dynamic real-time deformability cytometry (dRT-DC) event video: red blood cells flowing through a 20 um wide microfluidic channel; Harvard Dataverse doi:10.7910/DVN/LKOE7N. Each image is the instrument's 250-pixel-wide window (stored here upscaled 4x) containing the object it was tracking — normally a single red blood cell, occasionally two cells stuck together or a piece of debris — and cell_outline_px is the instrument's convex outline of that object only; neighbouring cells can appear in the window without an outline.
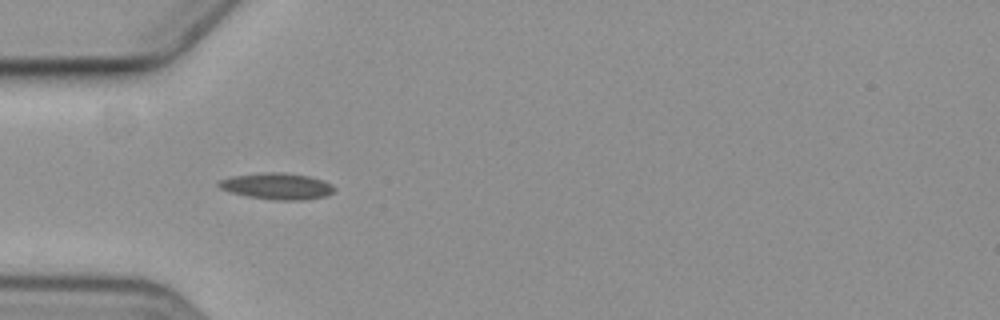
{"species": "common noctule bat (a hibernating species)", "species_latin": "Nyctalus noctula", "temperature_condition": "cold", "stored_images_in_passage": 7, "camera_frame_rate_fps": 3000, "um_per_image_px": 0.085, "animal": {"sex": "female", "body_mass_g": 19.3, "forearm_length_mm": 54.1}, "frame": {"image": 1, "passage_image": 1, "time_ms": 0.0, "image_size_px": [1000, 320], "cell_outline_px": [[336, 188], [328, 196], [304, 200], [276, 200], [248, 196], [232, 192], [220, 188], [216, 184], [220, 180], [232, 176], [264, 172], [284, 172], [308, 176], [324, 180], [332, 184]], "centroid_in_image_um": [23.59, 15.82], "position_along_channel_um": 61.4, "area_um2": 17.8}}
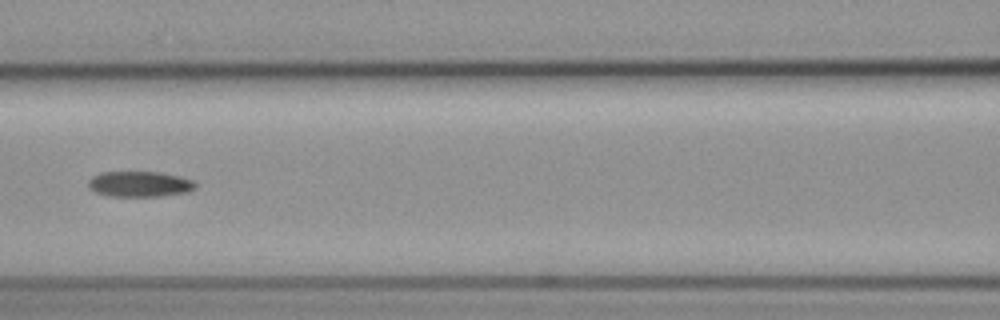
{"frame": {"image": 2, "passage_image": 3, "time_ms": 2.667, "image_size_px": [1000, 320], "cell_outline_px": [[196, 188], [188, 192], [160, 196], [108, 196], [96, 192], [88, 188], [88, 180], [92, 176], [100, 172], [160, 172], [180, 176], [192, 180], [196, 184]], "centroid_in_image_um": [11.86, 15.64], "position_along_channel_um": 154.7, "area_um2": 16.07}}
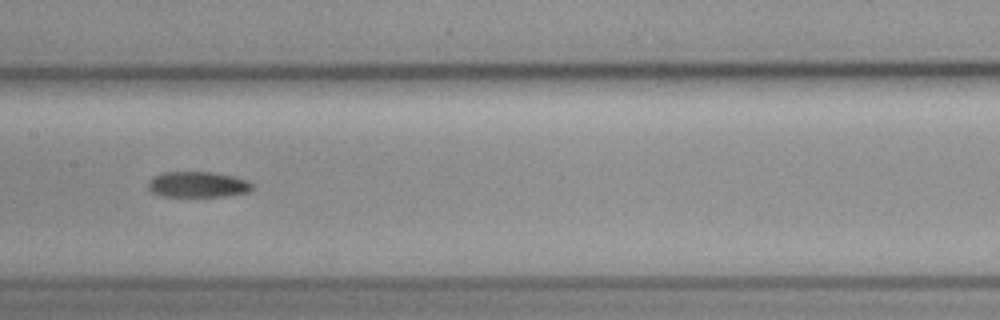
{"frame": {"image": 3, "passage_image": 4, "time_ms": 3.667, "image_size_px": [1000, 320], "cell_outline_px": [[252, 188], [248, 192], [224, 196], [164, 196], [152, 192], [148, 188], [148, 180], [152, 176], [164, 172], [212, 172], [232, 176], [248, 180], [252, 184]], "centroid_in_image_um": [16.78, 15.67], "position_along_channel_um": 190.6, "area_um2": 15.55}}